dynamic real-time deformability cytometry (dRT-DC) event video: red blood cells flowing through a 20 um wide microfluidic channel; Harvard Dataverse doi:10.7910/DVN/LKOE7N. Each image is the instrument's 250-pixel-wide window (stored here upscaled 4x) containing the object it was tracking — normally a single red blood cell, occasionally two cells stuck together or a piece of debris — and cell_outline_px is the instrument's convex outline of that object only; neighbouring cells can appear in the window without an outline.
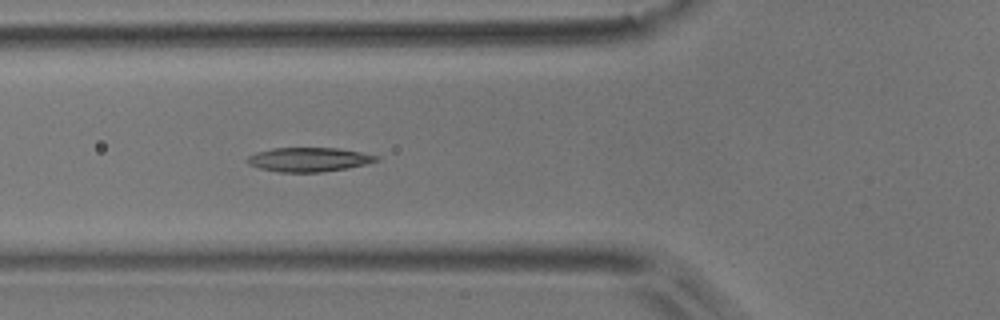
{"species": "common noctule bat (a hibernating species)", "species_latin": "Nyctalus noctula", "temperature_condition": "room temperature", "stored_images_in_passage": 5, "camera_frame_rate_fps": 3000, "um_per_image_px": 0.085, "animal": {"sex": "male", "body_mass_g": 17.9}, "frame": {"image": 1, "passage_image": 5, "time_ms": 1.333, "image_size_px": [1000, 320], "cell_outline_px": [[380, 160], [348, 168], [320, 172], [280, 172], [260, 168], [248, 164], [244, 160], [248, 156], [256, 152], [272, 148], [336, 148], [360, 152], [380, 156]], "centroid_in_image_um": [26.23, 13.56], "position_along_channel_um": 99.6, "area_um2": 18.15}}